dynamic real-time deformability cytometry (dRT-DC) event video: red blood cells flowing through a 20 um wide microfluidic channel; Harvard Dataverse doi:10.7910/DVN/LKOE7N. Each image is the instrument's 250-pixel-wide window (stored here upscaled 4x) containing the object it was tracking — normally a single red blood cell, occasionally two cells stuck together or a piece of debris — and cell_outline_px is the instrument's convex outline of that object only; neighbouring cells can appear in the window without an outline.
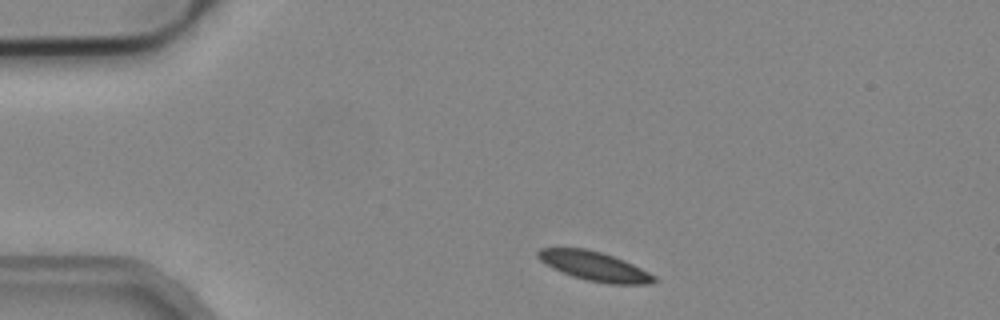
{"species": "common noctule bat (a hibernating species)", "species_latin": "Nyctalus noctula", "temperature_condition": "cold", "stored_images_in_passage": 3, "camera_frame_rate_fps": 3000, "um_per_image_px": 0.085, "animal": {"sex": "male", "body_mass_g": 19.2, "forearm_length_mm": 51.8}, "frame": {"image": 1, "passage_image": 1, "time_ms": 0.0, "image_size_px": [1000, 320], "cell_outline_px": [[660, 280], [652, 284], [608, 284], [588, 280], [572, 276], [552, 268], [540, 260], [536, 256], [536, 252], [540, 248], [584, 248], [600, 252], [624, 260], [656, 276]], "centroid_in_image_um": [50.54, 22.64], "position_along_channel_um": 34.5, "area_um2": 19.77}}
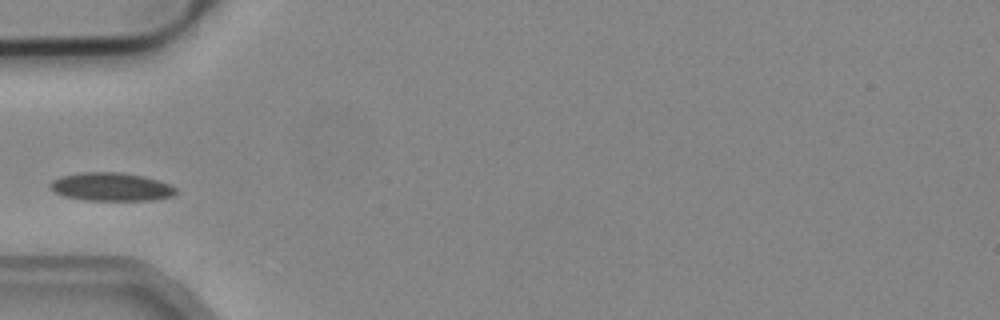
{"frame": {"image": 2, "passage_image": 3, "time_ms": 0.667, "image_size_px": [1000, 320], "cell_outline_px": [[176, 192], [172, 196], [152, 200], [84, 200], [64, 196], [52, 192], [48, 188], [48, 184], [52, 180], [60, 176], [80, 172], [120, 172], [144, 176], [168, 184], [176, 188]], "centroid_in_image_um": [9.36, 15.88], "position_along_channel_um": 75.6, "area_um2": 20.87}}